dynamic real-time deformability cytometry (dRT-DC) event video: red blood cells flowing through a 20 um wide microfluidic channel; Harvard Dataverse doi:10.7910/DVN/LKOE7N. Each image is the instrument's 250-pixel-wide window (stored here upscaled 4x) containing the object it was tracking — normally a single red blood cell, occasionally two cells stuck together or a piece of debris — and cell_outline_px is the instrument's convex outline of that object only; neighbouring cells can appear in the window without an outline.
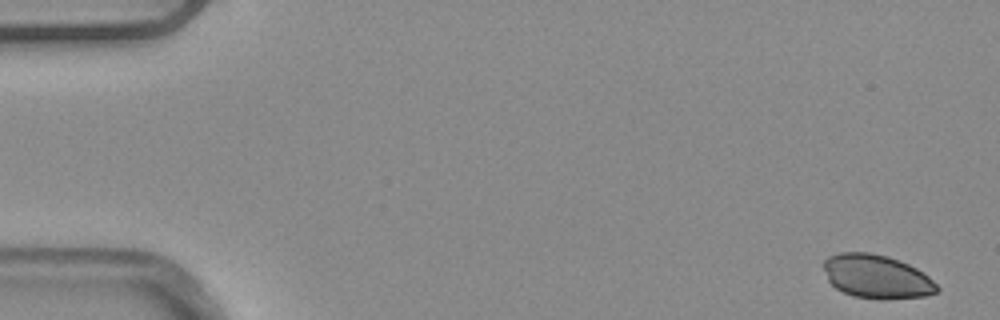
{"species": "common noctule bat (a hibernating species)", "species_latin": "Nyctalus noctula", "temperature_condition": "warm", "stored_images_in_passage": 7, "camera_frame_rate_fps": 3000, "um_per_image_px": 0.085, "animal": {"sex": "male", "body_mass_g": 20.4}, "frame": {"image": 1, "passage_image": 1, "time_ms": 0.0, "image_size_px": [1000, 320], "cell_outline_px": [[940, 288], [936, 292], [924, 296], [884, 300], [880, 300], [852, 296], [836, 288], [828, 280], [824, 268], [824, 260], [828, 256], [840, 252], [868, 252], [888, 256], [900, 260], [916, 268], [928, 276]], "centroid_in_image_um": [74.51, 23.51], "position_along_channel_um": 10.5, "area_um2": 28.96}}
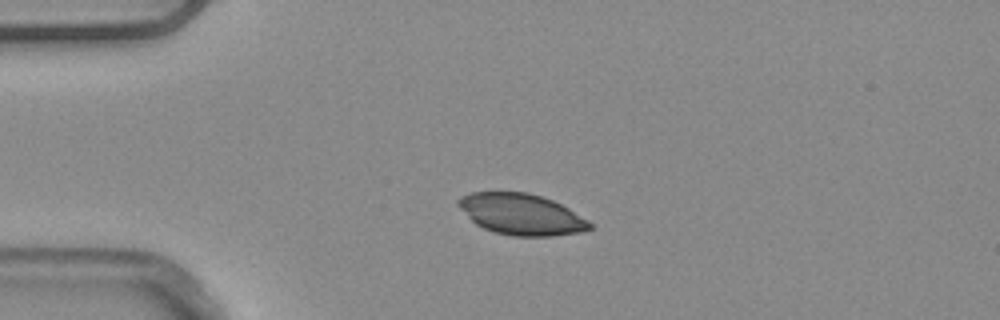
{"frame": {"image": 2, "passage_image": 4, "time_ms": 1.0, "image_size_px": [1000, 320], "cell_outline_px": [[592, 228], [584, 232], [552, 236], [512, 236], [496, 232], [484, 228], [476, 224], [456, 204], [456, 200], [460, 196], [472, 192], [528, 192], [552, 200], [568, 208], [588, 220], [592, 224]], "centroid_in_image_um": [44.32, 18.22], "position_along_channel_um": 40.7, "area_um2": 31.44}}